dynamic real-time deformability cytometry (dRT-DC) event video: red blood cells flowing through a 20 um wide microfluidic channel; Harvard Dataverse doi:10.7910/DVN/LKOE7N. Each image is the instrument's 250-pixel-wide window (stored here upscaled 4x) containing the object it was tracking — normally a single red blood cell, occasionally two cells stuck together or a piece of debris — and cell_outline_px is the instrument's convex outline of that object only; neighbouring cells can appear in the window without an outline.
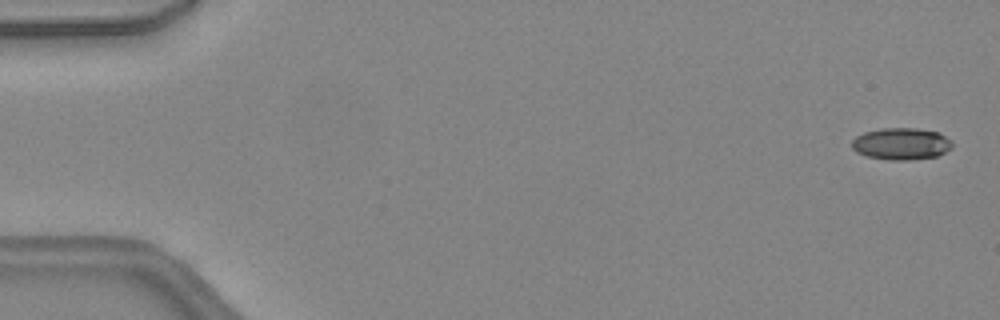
{"species": "common noctule bat (a hibernating species)", "species_latin": "Nyctalus noctula", "temperature_condition": "warm", "stored_images_in_passage": 39, "camera_frame_rate_fps": 3000, "um_per_image_px": 0.085, "animal": {"sex": "female", "body_mass_g": 24.6, "forearm_length_mm": 56.2}, "frame": {"image": 1, "passage_image": 2, "time_ms": 0.333, "image_size_px": [1000, 320], "cell_outline_px": [[952, 148], [936, 156], [908, 160], [888, 160], [868, 156], [856, 152], [852, 148], [852, 140], [856, 136], [864, 132], [880, 128], [916, 128], [940, 132], [952, 140]], "centroid_in_image_um": [76.61, 12.21], "position_along_channel_um": 8.4, "area_um2": 18.79}}
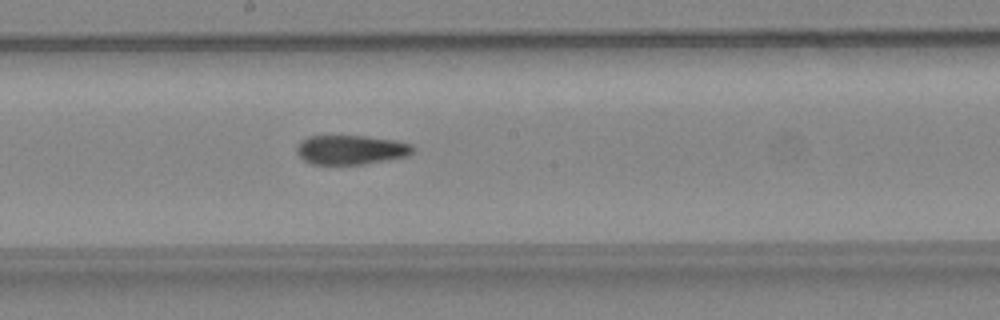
{"frame": {"image": 2, "passage_image": 26, "time_ms": 8.333, "image_size_px": [1000, 320], "cell_outline_px": [[412, 152], [408, 156], [388, 160], [364, 164], [312, 164], [304, 160], [296, 152], [296, 144], [300, 140], [308, 136], [364, 136], [396, 140], [412, 144]], "centroid_in_image_um": [29.8, 12.73], "position_along_channel_um": 218.4, "area_um2": 19.94}}
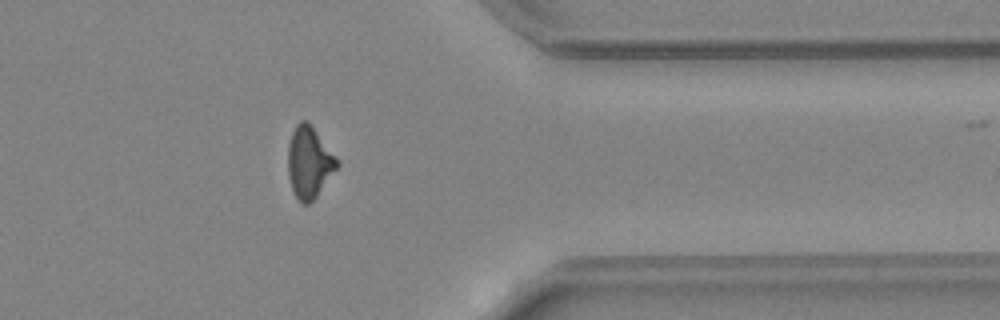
{"frame": {"image": 3, "passage_image": 38, "time_ms": 12.333, "image_size_px": [1000, 320], "cell_outline_px": [[340, 164], [316, 196], [308, 204], [304, 204], [296, 196], [292, 188], [288, 176], [288, 144], [292, 132], [296, 124], [300, 120], [308, 120], [336, 156]], "centroid_in_image_um": [26.28, 13.75], "position_along_channel_um": 385.1, "area_um2": 20.35}}